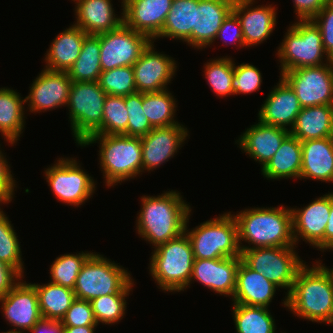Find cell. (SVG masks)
<instances>
[{
  "instance_id": "obj_1",
  "label": "cell",
  "mask_w": 333,
  "mask_h": 333,
  "mask_svg": "<svg viewBox=\"0 0 333 333\" xmlns=\"http://www.w3.org/2000/svg\"><path fill=\"white\" fill-rule=\"evenodd\" d=\"M191 211L179 191H164L157 196L144 195L136 218V232L155 248L185 231Z\"/></svg>"
},
{
  "instance_id": "obj_2",
  "label": "cell",
  "mask_w": 333,
  "mask_h": 333,
  "mask_svg": "<svg viewBox=\"0 0 333 333\" xmlns=\"http://www.w3.org/2000/svg\"><path fill=\"white\" fill-rule=\"evenodd\" d=\"M320 262L299 269L286 308L299 318L333 326V278Z\"/></svg>"
},
{
  "instance_id": "obj_3",
  "label": "cell",
  "mask_w": 333,
  "mask_h": 333,
  "mask_svg": "<svg viewBox=\"0 0 333 333\" xmlns=\"http://www.w3.org/2000/svg\"><path fill=\"white\" fill-rule=\"evenodd\" d=\"M238 226L240 250L266 247H297L290 207L246 208L233 214ZM245 241L248 245H243ZM252 245V246H251Z\"/></svg>"
},
{
  "instance_id": "obj_4",
  "label": "cell",
  "mask_w": 333,
  "mask_h": 333,
  "mask_svg": "<svg viewBox=\"0 0 333 333\" xmlns=\"http://www.w3.org/2000/svg\"><path fill=\"white\" fill-rule=\"evenodd\" d=\"M99 144L100 169L105 186L112 187L142 174L141 137L121 135H90L80 147Z\"/></svg>"
},
{
  "instance_id": "obj_5",
  "label": "cell",
  "mask_w": 333,
  "mask_h": 333,
  "mask_svg": "<svg viewBox=\"0 0 333 333\" xmlns=\"http://www.w3.org/2000/svg\"><path fill=\"white\" fill-rule=\"evenodd\" d=\"M151 254L148 269L158 288L170 293L186 290L194 262L192 245L186 232L158 245Z\"/></svg>"
},
{
  "instance_id": "obj_6",
  "label": "cell",
  "mask_w": 333,
  "mask_h": 333,
  "mask_svg": "<svg viewBox=\"0 0 333 333\" xmlns=\"http://www.w3.org/2000/svg\"><path fill=\"white\" fill-rule=\"evenodd\" d=\"M190 216L186 221L185 232L191 242L194 259L241 257L238 226L231 212L215 216L191 230L187 226Z\"/></svg>"
},
{
  "instance_id": "obj_7",
  "label": "cell",
  "mask_w": 333,
  "mask_h": 333,
  "mask_svg": "<svg viewBox=\"0 0 333 333\" xmlns=\"http://www.w3.org/2000/svg\"><path fill=\"white\" fill-rule=\"evenodd\" d=\"M103 256L94 252L83 264L73 289L76 298L91 301L100 296L133 290L132 274Z\"/></svg>"
},
{
  "instance_id": "obj_8",
  "label": "cell",
  "mask_w": 333,
  "mask_h": 333,
  "mask_svg": "<svg viewBox=\"0 0 333 333\" xmlns=\"http://www.w3.org/2000/svg\"><path fill=\"white\" fill-rule=\"evenodd\" d=\"M276 55L281 63L280 75L289 70L332 61L324 50L320 29L312 20H298L291 24Z\"/></svg>"
},
{
  "instance_id": "obj_9",
  "label": "cell",
  "mask_w": 333,
  "mask_h": 333,
  "mask_svg": "<svg viewBox=\"0 0 333 333\" xmlns=\"http://www.w3.org/2000/svg\"><path fill=\"white\" fill-rule=\"evenodd\" d=\"M107 94L99 82H75L70 86L67 108L75 143L80 146L90 135H102L103 107Z\"/></svg>"
},
{
  "instance_id": "obj_10",
  "label": "cell",
  "mask_w": 333,
  "mask_h": 333,
  "mask_svg": "<svg viewBox=\"0 0 333 333\" xmlns=\"http://www.w3.org/2000/svg\"><path fill=\"white\" fill-rule=\"evenodd\" d=\"M295 247H266L241 251V260L252 270L262 274L278 288L287 290L282 302L292 290L299 269L306 263Z\"/></svg>"
},
{
  "instance_id": "obj_11",
  "label": "cell",
  "mask_w": 333,
  "mask_h": 333,
  "mask_svg": "<svg viewBox=\"0 0 333 333\" xmlns=\"http://www.w3.org/2000/svg\"><path fill=\"white\" fill-rule=\"evenodd\" d=\"M52 165L45 168L44 176L58 201L79 207L93 197L96 181L76 158L60 157Z\"/></svg>"
},
{
  "instance_id": "obj_12",
  "label": "cell",
  "mask_w": 333,
  "mask_h": 333,
  "mask_svg": "<svg viewBox=\"0 0 333 333\" xmlns=\"http://www.w3.org/2000/svg\"><path fill=\"white\" fill-rule=\"evenodd\" d=\"M280 76L294 90L302 108L333 105V60L320 66L289 70Z\"/></svg>"
},
{
  "instance_id": "obj_13",
  "label": "cell",
  "mask_w": 333,
  "mask_h": 333,
  "mask_svg": "<svg viewBox=\"0 0 333 333\" xmlns=\"http://www.w3.org/2000/svg\"><path fill=\"white\" fill-rule=\"evenodd\" d=\"M100 38L101 71L133 66L151 40L124 23L98 35Z\"/></svg>"
},
{
  "instance_id": "obj_14",
  "label": "cell",
  "mask_w": 333,
  "mask_h": 333,
  "mask_svg": "<svg viewBox=\"0 0 333 333\" xmlns=\"http://www.w3.org/2000/svg\"><path fill=\"white\" fill-rule=\"evenodd\" d=\"M153 43L154 41L149 43L133 64L136 91L140 93L160 92L168 89L167 86L177 71V62L174 58L158 52Z\"/></svg>"
},
{
  "instance_id": "obj_15",
  "label": "cell",
  "mask_w": 333,
  "mask_h": 333,
  "mask_svg": "<svg viewBox=\"0 0 333 333\" xmlns=\"http://www.w3.org/2000/svg\"><path fill=\"white\" fill-rule=\"evenodd\" d=\"M330 207L331 193H326L303 208H290L295 245L303 240L313 248L324 252V233L330 216Z\"/></svg>"
},
{
  "instance_id": "obj_16",
  "label": "cell",
  "mask_w": 333,
  "mask_h": 333,
  "mask_svg": "<svg viewBox=\"0 0 333 333\" xmlns=\"http://www.w3.org/2000/svg\"><path fill=\"white\" fill-rule=\"evenodd\" d=\"M0 303L3 318L14 327L10 331L26 333L42 319L38 294L32 283L21 280L7 295L0 298Z\"/></svg>"
},
{
  "instance_id": "obj_17",
  "label": "cell",
  "mask_w": 333,
  "mask_h": 333,
  "mask_svg": "<svg viewBox=\"0 0 333 333\" xmlns=\"http://www.w3.org/2000/svg\"><path fill=\"white\" fill-rule=\"evenodd\" d=\"M71 79L66 71L42 69L29 87L25 104L30 113L47 112L59 107H66L69 98Z\"/></svg>"
},
{
  "instance_id": "obj_18",
  "label": "cell",
  "mask_w": 333,
  "mask_h": 333,
  "mask_svg": "<svg viewBox=\"0 0 333 333\" xmlns=\"http://www.w3.org/2000/svg\"><path fill=\"white\" fill-rule=\"evenodd\" d=\"M183 124L153 128L141 137L142 172L153 171L173 158L190 135ZM145 170V171H144Z\"/></svg>"
},
{
  "instance_id": "obj_19",
  "label": "cell",
  "mask_w": 333,
  "mask_h": 333,
  "mask_svg": "<svg viewBox=\"0 0 333 333\" xmlns=\"http://www.w3.org/2000/svg\"><path fill=\"white\" fill-rule=\"evenodd\" d=\"M173 0H123V23L155 41L160 35Z\"/></svg>"
},
{
  "instance_id": "obj_20",
  "label": "cell",
  "mask_w": 333,
  "mask_h": 333,
  "mask_svg": "<svg viewBox=\"0 0 333 333\" xmlns=\"http://www.w3.org/2000/svg\"><path fill=\"white\" fill-rule=\"evenodd\" d=\"M256 0H235L232 11L237 15L242 28L245 47L260 45L267 40L277 24L274 5H256ZM254 3V4H253Z\"/></svg>"
},
{
  "instance_id": "obj_21",
  "label": "cell",
  "mask_w": 333,
  "mask_h": 333,
  "mask_svg": "<svg viewBox=\"0 0 333 333\" xmlns=\"http://www.w3.org/2000/svg\"><path fill=\"white\" fill-rule=\"evenodd\" d=\"M241 257H227L217 259H194L191 274L192 282L197 281L209 290L232 299L237 279V270Z\"/></svg>"
},
{
  "instance_id": "obj_22",
  "label": "cell",
  "mask_w": 333,
  "mask_h": 333,
  "mask_svg": "<svg viewBox=\"0 0 333 333\" xmlns=\"http://www.w3.org/2000/svg\"><path fill=\"white\" fill-rule=\"evenodd\" d=\"M279 82L272 88L258 112V120L291 130L302 107L294 90L279 76Z\"/></svg>"
},
{
  "instance_id": "obj_23",
  "label": "cell",
  "mask_w": 333,
  "mask_h": 333,
  "mask_svg": "<svg viewBox=\"0 0 333 333\" xmlns=\"http://www.w3.org/2000/svg\"><path fill=\"white\" fill-rule=\"evenodd\" d=\"M289 134V130L285 128L268 125L258 120V123L245 129L235 143L242 152L244 151L255 162L258 161L262 169Z\"/></svg>"
},
{
  "instance_id": "obj_24",
  "label": "cell",
  "mask_w": 333,
  "mask_h": 333,
  "mask_svg": "<svg viewBox=\"0 0 333 333\" xmlns=\"http://www.w3.org/2000/svg\"><path fill=\"white\" fill-rule=\"evenodd\" d=\"M234 1H198V5H195V27L192 29V47L202 50L214 44L224 19L232 11Z\"/></svg>"
},
{
  "instance_id": "obj_25",
  "label": "cell",
  "mask_w": 333,
  "mask_h": 333,
  "mask_svg": "<svg viewBox=\"0 0 333 333\" xmlns=\"http://www.w3.org/2000/svg\"><path fill=\"white\" fill-rule=\"evenodd\" d=\"M111 1L75 0L76 22L73 25L87 35H99L118 28L123 23V12L120 16L115 14Z\"/></svg>"
},
{
  "instance_id": "obj_26",
  "label": "cell",
  "mask_w": 333,
  "mask_h": 333,
  "mask_svg": "<svg viewBox=\"0 0 333 333\" xmlns=\"http://www.w3.org/2000/svg\"><path fill=\"white\" fill-rule=\"evenodd\" d=\"M276 290V285L240 261L233 303L269 308Z\"/></svg>"
},
{
  "instance_id": "obj_27",
  "label": "cell",
  "mask_w": 333,
  "mask_h": 333,
  "mask_svg": "<svg viewBox=\"0 0 333 333\" xmlns=\"http://www.w3.org/2000/svg\"><path fill=\"white\" fill-rule=\"evenodd\" d=\"M301 179L333 182V136L301 141Z\"/></svg>"
},
{
  "instance_id": "obj_28",
  "label": "cell",
  "mask_w": 333,
  "mask_h": 333,
  "mask_svg": "<svg viewBox=\"0 0 333 333\" xmlns=\"http://www.w3.org/2000/svg\"><path fill=\"white\" fill-rule=\"evenodd\" d=\"M87 34L78 26L60 32L50 43L45 55V68L53 71H68L77 60Z\"/></svg>"
},
{
  "instance_id": "obj_29",
  "label": "cell",
  "mask_w": 333,
  "mask_h": 333,
  "mask_svg": "<svg viewBox=\"0 0 333 333\" xmlns=\"http://www.w3.org/2000/svg\"><path fill=\"white\" fill-rule=\"evenodd\" d=\"M301 164V141L289 134L273 157L261 169V175L267 180L300 179Z\"/></svg>"
},
{
  "instance_id": "obj_30",
  "label": "cell",
  "mask_w": 333,
  "mask_h": 333,
  "mask_svg": "<svg viewBox=\"0 0 333 333\" xmlns=\"http://www.w3.org/2000/svg\"><path fill=\"white\" fill-rule=\"evenodd\" d=\"M289 132L300 141L333 136V105L302 108Z\"/></svg>"
},
{
  "instance_id": "obj_31",
  "label": "cell",
  "mask_w": 333,
  "mask_h": 333,
  "mask_svg": "<svg viewBox=\"0 0 333 333\" xmlns=\"http://www.w3.org/2000/svg\"><path fill=\"white\" fill-rule=\"evenodd\" d=\"M22 98V99H21ZM25 98L8 87L0 88V132L4 140L15 145L25 126Z\"/></svg>"
},
{
  "instance_id": "obj_32",
  "label": "cell",
  "mask_w": 333,
  "mask_h": 333,
  "mask_svg": "<svg viewBox=\"0 0 333 333\" xmlns=\"http://www.w3.org/2000/svg\"><path fill=\"white\" fill-rule=\"evenodd\" d=\"M199 0H173L162 31L156 38L182 40L192 46V29L195 27V5Z\"/></svg>"
},
{
  "instance_id": "obj_33",
  "label": "cell",
  "mask_w": 333,
  "mask_h": 333,
  "mask_svg": "<svg viewBox=\"0 0 333 333\" xmlns=\"http://www.w3.org/2000/svg\"><path fill=\"white\" fill-rule=\"evenodd\" d=\"M38 294L40 313L43 319L61 321L76 299L74 290L48 282L32 283Z\"/></svg>"
},
{
  "instance_id": "obj_34",
  "label": "cell",
  "mask_w": 333,
  "mask_h": 333,
  "mask_svg": "<svg viewBox=\"0 0 333 333\" xmlns=\"http://www.w3.org/2000/svg\"><path fill=\"white\" fill-rule=\"evenodd\" d=\"M101 72L100 38L86 35L77 60L67 71L68 76L75 82H97Z\"/></svg>"
},
{
  "instance_id": "obj_35",
  "label": "cell",
  "mask_w": 333,
  "mask_h": 333,
  "mask_svg": "<svg viewBox=\"0 0 333 333\" xmlns=\"http://www.w3.org/2000/svg\"><path fill=\"white\" fill-rule=\"evenodd\" d=\"M177 100L169 89L142 93V108L153 128L180 124L175 119Z\"/></svg>"
},
{
  "instance_id": "obj_36",
  "label": "cell",
  "mask_w": 333,
  "mask_h": 333,
  "mask_svg": "<svg viewBox=\"0 0 333 333\" xmlns=\"http://www.w3.org/2000/svg\"><path fill=\"white\" fill-rule=\"evenodd\" d=\"M237 333H275V319L268 308L232 303Z\"/></svg>"
},
{
  "instance_id": "obj_37",
  "label": "cell",
  "mask_w": 333,
  "mask_h": 333,
  "mask_svg": "<svg viewBox=\"0 0 333 333\" xmlns=\"http://www.w3.org/2000/svg\"><path fill=\"white\" fill-rule=\"evenodd\" d=\"M228 56L211 59L204 64V76L212 92L218 97L234 95L231 82L234 77V59Z\"/></svg>"
},
{
  "instance_id": "obj_38",
  "label": "cell",
  "mask_w": 333,
  "mask_h": 333,
  "mask_svg": "<svg viewBox=\"0 0 333 333\" xmlns=\"http://www.w3.org/2000/svg\"><path fill=\"white\" fill-rule=\"evenodd\" d=\"M94 252L59 255L50 266V282L74 289L83 264Z\"/></svg>"
},
{
  "instance_id": "obj_39",
  "label": "cell",
  "mask_w": 333,
  "mask_h": 333,
  "mask_svg": "<svg viewBox=\"0 0 333 333\" xmlns=\"http://www.w3.org/2000/svg\"><path fill=\"white\" fill-rule=\"evenodd\" d=\"M6 213L0 212V260L16 268L24 276L21 246L14 226Z\"/></svg>"
},
{
  "instance_id": "obj_40",
  "label": "cell",
  "mask_w": 333,
  "mask_h": 333,
  "mask_svg": "<svg viewBox=\"0 0 333 333\" xmlns=\"http://www.w3.org/2000/svg\"><path fill=\"white\" fill-rule=\"evenodd\" d=\"M130 293H114L91 300L97 324L113 325L124 318L127 309V297Z\"/></svg>"
},
{
  "instance_id": "obj_41",
  "label": "cell",
  "mask_w": 333,
  "mask_h": 333,
  "mask_svg": "<svg viewBox=\"0 0 333 333\" xmlns=\"http://www.w3.org/2000/svg\"><path fill=\"white\" fill-rule=\"evenodd\" d=\"M128 112L125 97L107 95L102 118V134L121 135L127 132Z\"/></svg>"
},
{
  "instance_id": "obj_42",
  "label": "cell",
  "mask_w": 333,
  "mask_h": 333,
  "mask_svg": "<svg viewBox=\"0 0 333 333\" xmlns=\"http://www.w3.org/2000/svg\"><path fill=\"white\" fill-rule=\"evenodd\" d=\"M98 82L107 95L125 97L137 92L133 66L117 67L108 71H102Z\"/></svg>"
},
{
  "instance_id": "obj_43",
  "label": "cell",
  "mask_w": 333,
  "mask_h": 333,
  "mask_svg": "<svg viewBox=\"0 0 333 333\" xmlns=\"http://www.w3.org/2000/svg\"><path fill=\"white\" fill-rule=\"evenodd\" d=\"M125 106L128 112V124L124 135L133 137L147 135L153 127L142 108V93L135 92L125 96Z\"/></svg>"
},
{
  "instance_id": "obj_44",
  "label": "cell",
  "mask_w": 333,
  "mask_h": 333,
  "mask_svg": "<svg viewBox=\"0 0 333 333\" xmlns=\"http://www.w3.org/2000/svg\"><path fill=\"white\" fill-rule=\"evenodd\" d=\"M262 73L252 64L234 62V77L231 82L234 95L251 94L259 91L262 84Z\"/></svg>"
},
{
  "instance_id": "obj_45",
  "label": "cell",
  "mask_w": 333,
  "mask_h": 333,
  "mask_svg": "<svg viewBox=\"0 0 333 333\" xmlns=\"http://www.w3.org/2000/svg\"><path fill=\"white\" fill-rule=\"evenodd\" d=\"M62 326L98 325L90 301L76 298L61 320Z\"/></svg>"
},
{
  "instance_id": "obj_46",
  "label": "cell",
  "mask_w": 333,
  "mask_h": 333,
  "mask_svg": "<svg viewBox=\"0 0 333 333\" xmlns=\"http://www.w3.org/2000/svg\"><path fill=\"white\" fill-rule=\"evenodd\" d=\"M320 29L326 54L333 60V0H330L312 19Z\"/></svg>"
},
{
  "instance_id": "obj_47",
  "label": "cell",
  "mask_w": 333,
  "mask_h": 333,
  "mask_svg": "<svg viewBox=\"0 0 333 333\" xmlns=\"http://www.w3.org/2000/svg\"><path fill=\"white\" fill-rule=\"evenodd\" d=\"M216 39L218 40L221 39V41H224L223 42L224 45L233 44L234 46L237 47V49L245 47L241 23L237 15L233 11H231L228 14V16L224 19L215 40Z\"/></svg>"
},
{
  "instance_id": "obj_48",
  "label": "cell",
  "mask_w": 333,
  "mask_h": 333,
  "mask_svg": "<svg viewBox=\"0 0 333 333\" xmlns=\"http://www.w3.org/2000/svg\"><path fill=\"white\" fill-rule=\"evenodd\" d=\"M3 153L0 144V191L12 201L15 196L14 192L17 188V182L13 176L14 174L11 172V165L8 163L9 161H7L6 155Z\"/></svg>"
},
{
  "instance_id": "obj_49",
  "label": "cell",
  "mask_w": 333,
  "mask_h": 333,
  "mask_svg": "<svg viewBox=\"0 0 333 333\" xmlns=\"http://www.w3.org/2000/svg\"><path fill=\"white\" fill-rule=\"evenodd\" d=\"M24 276L11 265L0 260V298L7 295Z\"/></svg>"
},
{
  "instance_id": "obj_50",
  "label": "cell",
  "mask_w": 333,
  "mask_h": 333,
  "mask_svg": "<svg viewBox=\"0 0 333 333\" xmlns=\"http://www.w3.org/2000/svg\"><path fill=\"white\" fill-rule=\"evenodd\" d=\"M297 20H312L330 0H292Z\"/></svg>"
},
{
  "instance_id": "obj_51",
  "label": "cell",
  "mask_w": 333,
  "mask_h": 333,
  "mask_svg": "<svg viewBox=\"0 0 333 333\" xmlns=\"http://www.w3.org/2000/svg\"><path fill=\"white\" fill-rule=\"evenodd\" d=\"M28 332L30 333H63L61 321L41 319Z\"/></svg>"
},
{
  "instance_id": "obj_52",
  "label": "cell",
  "mask_w": 333,
  "mask_h": 333,
  "mask_svg": "<svg viewBox=\"0 0 333 333\" xmlns=\"http://www.w3.org/2000/svg\"><path fill=\"white\" fill-rule=\"evenodd\" d=\"M331 247H333V192H331L330 216L324 233V252Z\"/></svg>"
},
{
  "instance_id": "obj_53",
  "label": "cell",
  "mask_w": 333,
  "mask_h": 333,
  "mask_svg": "<svg viewBox=\"0 0 333 333\" xmlns=\"http://www.w3.org/2000/svg\"><path fill=\"white\" fill-rule=\"evenodd\" d=\"M98 325H86V326H63V333H95V329Z\"/></svg>"
},
{
  "instance_id": "obj_54",
  "label": "cell",
  "mask_w": 333,
  "mask_h": 333,
  "mask_svg": "<svg viewBox=\"0 0 333 333\" xmlns=\"http://www.w3.org/2000/svg\"><path fill=\"white\" fill-rule=\"evenodd\" d=\"M11 201L0 191V204H9ZM0 212H3V210L0 207Z\"/></svg>"
},
{
  "instance_id": "obj_55",
  "label": "cell",
  "mask_w": 333,
  "mask_h": 333,
  "mask_svg": "<svg viewBox=\"0 0 333 333\" xmlns=\"http://www.w3.org/2000/svg\"><path fill=\"white\" fill-rule=\"evenodd\" d=\"M331 251H333V247L329 248ZM326 270L329 272L330 276L333 278V268H328L327 266H325V264H322Z\"/></svg>"
},
{
  "instance_id": "obj_56",
  "label": "cell",
  "mask_w": 333,
  "mask_h": 333,
  "mask_svg": "<svg viewBox=\"0 0 333 333\" xmlns=\"http://www.w3.org/2000/svg\"><path fill=\"white\" fill-rule=\"evenodd\" d=\"M0 333H16V332H13V331L8 330V331H6V332H0Z\"/></svg>"
}]
</instances>
